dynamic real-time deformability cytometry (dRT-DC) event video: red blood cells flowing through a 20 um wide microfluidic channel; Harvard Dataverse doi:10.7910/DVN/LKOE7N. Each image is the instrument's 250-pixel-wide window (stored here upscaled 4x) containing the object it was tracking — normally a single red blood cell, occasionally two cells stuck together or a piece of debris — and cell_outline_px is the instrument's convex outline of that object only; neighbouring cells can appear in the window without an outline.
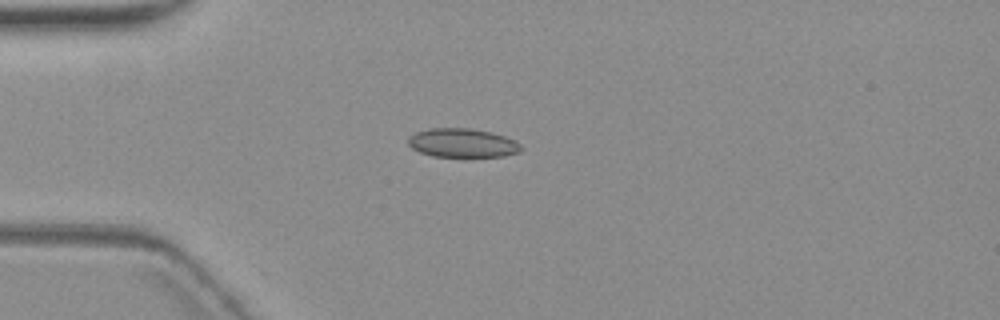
{"species": "common noctule bat (a hibernating species)", "species_latin": "Nyctalus noctula", "temperature_condition": "warm", "stored_images_in_passage": 6, "camera_frame_rate_fps": 3000, "um_per_image_px": 0.085, "animal": {"sex": "female", "body_mass_g": 19.3, "forearm_length_mm": 54.1}, "frame": {"image": 1, "passage_image": 5, "time_ms": 4.667, "image_size_px": [1000, 320], "cell_outline_px": [[524, 148], [520, 152], [504, 156], [432, 156], [420, 152], [412, 148], [408, 144], [408, 136], [416, 132], [432, 128], [468, 128], [492, 132], [516, 140]], "centroid_in_image_um": [39.33, 12.14], "position_along_channel_um": 45.7, "area_um2": 19.02}}